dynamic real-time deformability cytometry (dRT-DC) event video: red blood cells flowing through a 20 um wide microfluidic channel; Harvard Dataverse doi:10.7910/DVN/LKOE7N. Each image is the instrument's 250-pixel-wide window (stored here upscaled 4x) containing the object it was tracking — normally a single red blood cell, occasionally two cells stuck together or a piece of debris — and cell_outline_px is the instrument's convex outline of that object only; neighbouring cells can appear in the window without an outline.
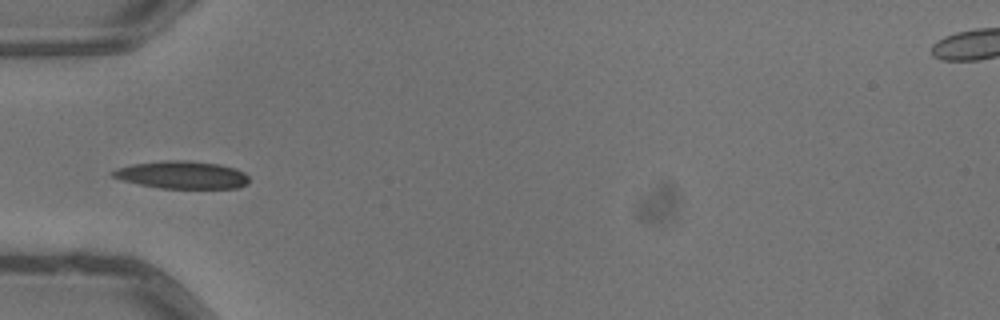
{"species": "common noctule bat (a hibernating species)", "species_latin": "Nyctalus noctula", "temperature_condition": "warm", "stored_images_in_passage": 5, "camera_frame_rate_fps": 3000, "um_per_image_px": 0.085, "animal": {"sex": "male", "body_mass_g": 13.3}, "frame": {"image": 1, "passage_image": 4, "time_ms": 1.0, "image_size_px": [1000, 320], "cell_outline_px": [[248, 184], [236, 188], [160, 188], [140, 184], [124, 180], [112, 176], [108, 172], [116, 168], [132, 164], [164, 160], [188, 160], [220, 164], [236, 168], [244, 172], [248, 176]], "centroid_in_image_um": [15.48, 14.85], "position_along_channel_um": 69.5, "area_um2": 22.02}}
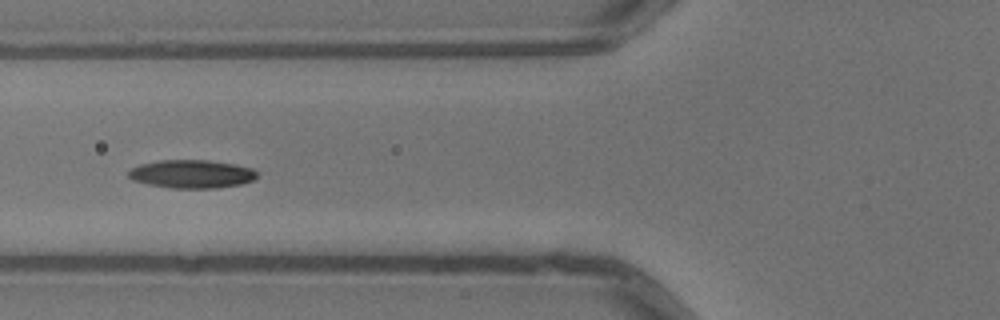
{"frame": {"image": 2, "passage_image": 5, "time_ms": 1.333, "image_size_px": [1000, 320], "cell_outline_px": [[256, 176], [252, 180], [240, 184], [216, 188], [172, 188], [148, 184], [132, 180], [128, 176], [128, 172], [132, 168], [140, 164], [160, 160], [208, 160], [236, 164], [252, 168], [256, 172]], "centroid_in_image_um": [16.27, 14.78], "position_along_channel_um": 109.5, "area_um2": 21.1}}